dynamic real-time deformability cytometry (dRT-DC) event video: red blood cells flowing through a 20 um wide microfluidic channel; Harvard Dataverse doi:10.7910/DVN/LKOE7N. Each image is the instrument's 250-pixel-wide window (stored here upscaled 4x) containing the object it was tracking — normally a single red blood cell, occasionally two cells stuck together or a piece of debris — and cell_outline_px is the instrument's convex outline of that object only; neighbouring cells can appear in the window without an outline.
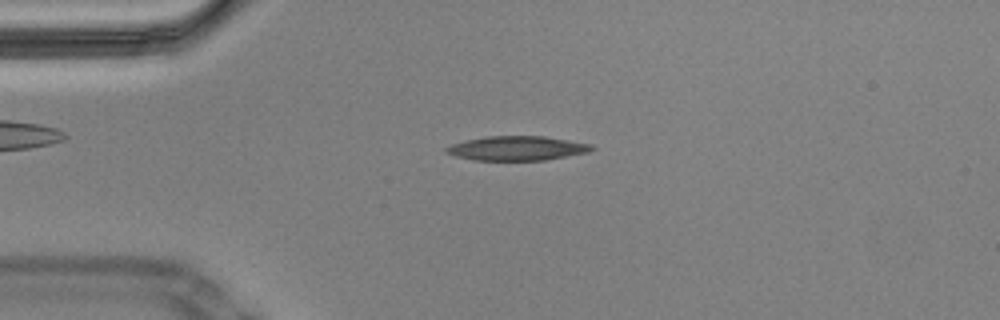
{"species": "Egyptian fruit bat (a non-hibernating species)", "species_latin": "Rousettus aegyptiacus", "temperature_condition": "cold", "stored_images_in_passage": 57, "camera_frame_rate_fps": 3000, "um_per_image_px": 0.085, "animal": {"sex": "male"}, "frame": {"image": 1, "passage_image": 12, "time_ms": 3.667, "image_size_px": [1000, 320], "cell_outline_px": [[596, 148], [588, 152], [544, 160], [476, 160], [456, 156], [444, 152], [444, 148], [452, 144], [468, 140], [488, 136], [544, 136], [592, 144]], "centroid_in_image_um": [43.96, 12.6], "position_along_channel_um": 41.0, "area_um2": 20.46}}
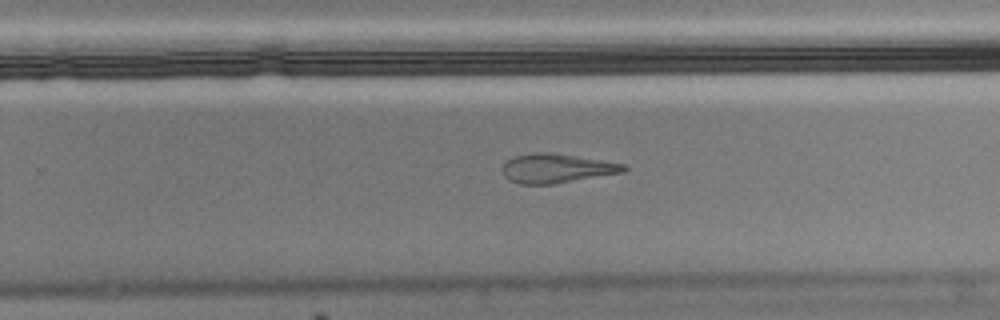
{"frame": {"image": 2, "passage_image": 35, "time_ms": 11.333, "image_size_px": [1000, 320], "cell_outline_px": [[628, 168], [624, 172], [556, 184], [520, 184], [508, 180], [504, 176], [504, 164], [512, 156], [536, 152], [548, 152], [624, 164]], "centroid_in_image_um": [47.29, 14.32], "position_along_channel_um": 282.5, "area_um2": 20.46}}
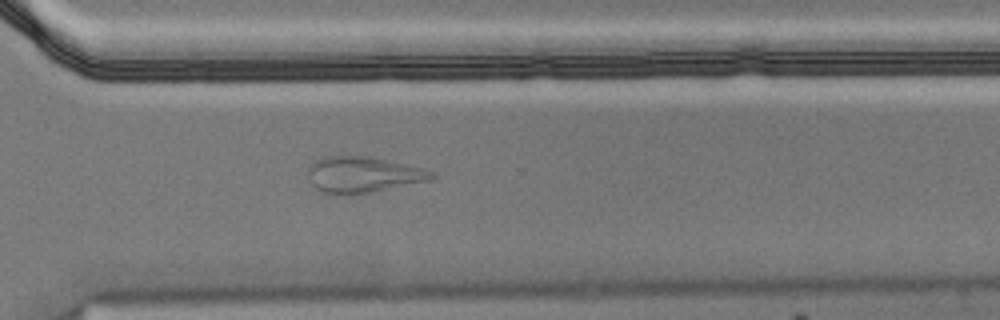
{"frame": {"image": 3, "passage_image": 40, "time_ms": 13.0, "image_size_px": [1000, 320], "cell_outline_px": [[436, 176], [428, 180], [372, 192], [348, 196], [320, 192], [308, 180], [308, 164], [324, 156], [368, 156], [424, 168], [436, 172]], "centroid_in_image_um": [30.8, 14.85], "position_along_channel_um": 339.8, "area_um2": 26.18}, "authors_computed_cell_mechanics": {"area_um2": 21.3282, "velocity_mm_per_s": 3.4374, "shape_relaxation_time_tau1_ms": null, "shape_relaxation_time_tau2_ms": 6.2339, "deformation_change_tau1": null, "deformation_change_tau2": 0.17}}